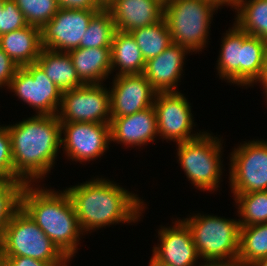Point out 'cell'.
<instances>
[{
    "label": "cell",
    "instance_id": "6da1fadb",
    "mask_svg": "<svg viewBox=\"0 0 267 266\" xmlns=\"http://www.w3.org/2000/svg\"><path fill=\"white\" fill-rule=\"evenodd\" d=\"M7 127L14 181L32 184L43 179L53 168L61 146V124L57 115H35Z\"/></svg>",
    "mask_w": 267,
    "mask_h": 266
},
{
    "label": "cell",
    "instance_id": "7a4b0ae2",
    "mask_svg": "<svg viewBox=\"0 0 267 266\" xmlns=\"http://www.w3.org/2000/svg\"><path fill=\"white\" fill-rule=\"evenodd\" d=\"M65 190L72 200L83 233L106 225L138 222L146 205L138 195L102 177Z\"/></svg>",
    "mask_w": 267,
    "mask_h": 266
},
{
    "label": "cell",
    "instance_id": "3957f363",
    "mask_svg": "<svg viewBox=\"0 0 267 266\" xmlns=\"http://www.w3.org/2000/svg\"><path fill=\"white\" fill-rule=\"evenodd\" d=\"M33 186H23L20 207L70 260L83 235L72 200L66 190L59 193Z\"/></svg>",
    "mask_w": 267,
    "mask_h": 266
},
{
    "label": "cell",
    "instance_id": "277c9868",
    "mask_svg": "<svg viewBox=\"0 0 267 266\" xmlns=\"http://www.w3.org/2000/svg\"><path fill=\"white\" fill-rule=\"evenodd\" d=\"M222 6L216 0H166L164 19L170 30L172 43L190 52L206 47L213 14Z\"/></svg>",
    "mask_w": 267,
    "mask_h": 266
},
{
    "label": "cell",
    "instance_id": "5b68a950",
    "mask_svg": "<svg viewBox=\"0 0 267 266\" xmlns=\"http://www.w3.org/2000/svg\"><path fill=\"white\" fill-rule=\"evenodd\" d=\"M19 256L54 264L70 262L21 207L13 214L0 240V257Z\"/></svg>",
    "mask_w": 267,
    "mask_h": 266
},
{
    "label": "cell",
    "instance_id": "8992f818",
    "mask_svg": "<svg viewBox=\"0 0 267 266\" xmlns=\"http://www.w3.org/2000/svg\"><path fill=\"white\" fill-rule=\"evenodd\" d=\"M206 215L198 213L182 219L192 234L200 259L211 262L237 261L240 239L239 221Z\"/></svg>",
    "mask_w": 267,
    "mask_h": 266
},
{
    "label": "cell",
    "instance_id": "52a82bcc",
    "mask_svg": "<svg viewBox=\"0 0 267 266\" xmlns=\"http://www.w3.org/2000/svg\"><path fill=\"white\" fill-rule=\"evenodd\" d=\"M201 133L193 140L177 144V157L191 184L199 190L211 192L220 187L222 143L218 137Z\"/></svg>",
    "mask_w": 267,
    "mask_h": 266
},
{
    "label": "cell",
    "instance_id": "ba28073f",
    "mask_svg": "<svg viewBox=\"0 0 267 266\" xmlns=\"http://www.w3.org/2000/svg\"><path fill=\"white\" fill-rule=\"evenodd\" d=\"M240 145L230 154L231 193L235 197L267 191V141L253 140Z\"/></svg>",
    "mask_w": 267,
    "mask_h": 266
},
{
    "label": "cell",
    "instance_id": "9c48e42d",
    "mask_svg": "<svg viewBox=\"0 0 267 266\" xmlns=\"http://www.w3.org/2000/svg\"><path fill=\"white\" fill-rule=\"evenodd\" d=\"M100 84L63 91L57 117L60 122L110 124V91Z\"/></svg>",
    "mask_w": 267,
    "mask_h": 266
},
{
    "label": "cell",
    "instance_id": "30bf717a",
    "mask_svg": "<svg viewBox=\"0 0 267 266\" xmlns=\"http://www.w3.org/2000/svg\"><path fill=\"white\" fill-rule=\"evenodd\" d=\"M8 89L35 108L37 115H57L63 92L36 62L19 67Z\"/></svg>",
    "mask_w": 267,
    "mask_h": 266
},
{
    "label": "cell",
    "instance_id": "8fae6325",
    "mask_svg": "<svg viewBox=\"0 0 267 266\" xmlns=\"http://www.w3.org/2000/svg\"><path fill=\"white\" fill-rule=\"evenodd\" d=\"M97 11L60 7L40 29L42 48L56 52H69L79 48L88 24Z\"/></svg>",
    "mask_w": 267,
    "mask_h": 266
},
{
    "label": "cell",
    "instance_id": "7c38bea8",
    "mask_svg": "<svg viewBox=\"0 0 267 266\" xmlns=\"http://www.w3.org/2000/svg\"><path fill=\"white\" fill-rule=\"evenodd\" d=\"M158 136L177 144L193 140L201 133L191 134L193 116L191 106L180 92L156 93L154 100Z\"/></svg>",
    "mask_w": 267,
    "mask_h": 266
},
{
    "label": "cell",
    "instance_id": "4fadbf2b",
    "mask_svg": "<svg viewBox=\"0 0 267 266\" xmlns=\"http://www.w3.org/2000/svg\"><path fill=\"white\" fill-rule=\"evenodd\" d=\"M61 145L67 157L86 162L101 157L111 142L110 124L60 122ZM63 131V132H62Z\"/></svg>",
    "mask_w": 267,
    "mask_h": 266
},
{
    "label": "cell",
    "instance_id": "5bb4252c",
    "mask_svg": "<svg viewBox=\"0 0 267 266\" xmlns=\"http://www.w3.org/2000/svg\"><path fill=\"white\" fill-rule=\"evenodd\" d=\"M109 91L111 120L153 106L157 93L143 74L115 76Z\"/></svg>",
    "mask_w": 267,
    "mask_h": 266
},
{
    "label": "cell",
    "instance_id": "9a60e30c",
    "mask_svg": "<svg viewBox=\"0 0 267 266\" xmlns=\"http://www.w3.org/2000/svg\"><path fill=\"white\" fill-rule=\"evenodd\" d=\"M173 223L159 229L160 243L153 247V256L171 266H195L200 257L188 226L180 219Z\"/></svg>",
    "mask_w": 267,
    "mask_h": 266
},
{
    "label": "cell",
    "instance_id": "2e32d148",
    "mask_svg": "<svg viewBox=\"0 0 267 266\" xmlns=\"http://www.w3.org/2000/svg\"><path fill=\"white\" fill-rule=\"evenodd\" d=\"M190 51L172 43L161 54L145 62L143 75L157 93L178 92L185 55Z\"/></svg>",
    "mask_w": 267,
    "mask_h": 266
},
{
    "label": "cell",
    "instance_id": "e0dca14e",
    "mask_svg": "<svg viewBox=\"0 0 267 266\" xmlns=\"http://www.w3.org/2000/svg\"><path fill=\"white\" fill-rule=\"evenodd\" d=\"M164 0H112L106 7L118 31L128 32L164 19Z\"/></svg>",
    "mask_w": 267,
    "mask_h": 266
},
{
    "label": "cell",
    "instance_id": "ac0fdd59",
    "mask_svg": "<svg viewBox=\"0 0 267 266\" xmlns=\"http://www.w3.org/2000/svg\"><path fill=\"white\" fill-rule=\"evenodd\" d=\"M111 141L127 147L143 146L158 136L154 106L129 116L113 118L110 122ZM129 145V146H128Z\"/></svg>",
    "mask_w": 267,
    "mask_h": 266
},
{
    "label": "cell",
    "instance_id": "d6986e66",
    "mask_svg": "<svg viewBox=\"0 0 267 266\" xmlns=\"http://www.w3.org/2000/svg\"><path fill=\"white\" fill-rule=\"evenodd\" d=\"M0 48L18 65L35 63L41 46L40 28L27 25L0 36Z\"/></svg>",
    "mask_w": 267,
    "mask_h": 266
},
{
    "label": "cell",
    "instance_id": "ffe728a7",
    "mask_svg": "<svg viewBox=\"0 0 267 266\" xmlns=\"http://www.w3.org/2000/svg\"><path fill=\"white\" fill-rule=\"evenodd\" d=\"M84 84H100L112 73L111 48H77L68 52Z\"/></svg>",
    "mask_w": 267,
    "mask_h": 266
},
{
    "label": "cell",
    "instance_id": "44dd1931",
    "mask_svg": "<svg viewBox=\"0 0 267 266\" xmlns=\"http://www.w3.org/2000/svg\"><path fill=\"white\" fill-rule=\"evenodd\" d=\"M36 63L62 92L84 85L77 75L68 52H56L42 48Z\"/></svg>",
    "mask_w": 267,
    "mask_h": 266
},
{
    "label": "cell",
    "instance_id": "7402d4cb",
    "mask_svg": "<svg viewBox=\"0 0 267 266\" xmlns=\"http://www.w3.org/2000/svg\"><path fill=\"white\" fill-rule=\"evenodd\" d=\"M118 67V68H117ZM119 75L143 74L145 60L131 33L116 30L111 45V70Z\"/></svg>",
    "mask_w": 267,
    "mask_h": 266
},
{
    "label": "cell",
    "instance_id": "603a6c76",
    "mask_svg": "<svg viewBox=\"0 0 267 266\" xmlns=\"http://www.w3.org/2000/svg\"><path fill=\"white\" fill-rule=\"evenodd\" d=\"M221 52L217 62V70L221 79L231 84L241 85V49L243 30L235 23L232 29L226 31L221 42Z\"/></svg>",
    "mask_w": 267,
    "mask_h": 266
},
{
    "label": "cell",
    "instance_id": "cb8c5ba5",
    "mask_svg": "<svg viewBox=\"0 0 267 266\" xmlns=\"http://www.w3.org/2000/svg\"><path fill=\"white\" fill-rule=\"evenodd\" d=\"M267 42L257 36H252L243 31L241 49V86H253L260 78Z\"/></svg>",
    "mask_w": 267,
    "mask_h": 266
},
{
    "label": "cell",
    "instance_id": "d4e9b609",
    "mask_svg": "<svg viewBox=\"0 0 267 266\" xmlns=\"http://www.w3.org/2000/svg\"><path fill=\"white\" fill-rule=\"evenodd\" d=\"M235 24L252 36L267 42V0H237Z\"/></svg>",
    "mask_w": 267,
    "mask_h": 266
},
{
    "label": "cell",
    "instance_id": "484cf974",
    "mask_svg": "<svg viewBox=\"0 0 267 266\" xmlns=\"http://www.w3.org/2000/svg\"><path fill=\"white\" fill-rule=\"evenodd\" d=\"M267 257V223L240 227L239 253L237 261L250 266Z\"/></svg>",
    "mask_w": 267,
    "mask_h": 266
},
{
    "label": "cell",
    "instance_id": "4316f807",
    "mask_svg": "<svg viewBox=\"0 0 267 266\" xmlns=\"http://www.w3.org/2000/svg\"><path fill=\"white\" fill-rule=\"evenodd\" d=\"M142 52L145 62L161 54L172 44L170 30L166 20L151 24L130 32Z\"/></svg>",
    "mask_w": 267,
    "mask_h": 266
},
{
    "label": "cell",
    "instance_id": "83f0119b",
    "mask_svg": "<svg viewBox=\"0 0 267 266\" xmlns=\"http://www.w3.org/2000/svg\"><path fill=\"white\" fill-rule=\"evenodd\" d=\"M115 31L111 13L106 7H103L92 16L79 47L111 48Z\"/></svg>",
    "mask_w": 267,
    "mask_h": 266
},
{
    "label": "cell",
    "instance_id": "f1b7e54d",
    "mask_svg": "<svg viewBox=\"0 0 267 266\" xmlns=\"http://www.w3.org/2000/svg\"><path fill=\"white\" fill-rule=\"evenodd\" d=\"M238 206L240 227L267 223V191L237 194L235 197Z\"/></svg>",
    "mask_w": 267,
    "mask_h": 266
},
{
    "label": "cell",
    "instance_id": "f546056e",
    "mask_svg": "<svg viewBox=\"0 0 267 266\" xmlns=\"http://www.w3.org/2000/svg\"><path fill=\"white\" fill-rule=\"evenodd\" d=\"M28 25L42 28L58 12L57 0H14Z\"/></svg>",
    "mask_w": 267,
    "mask_h": 266
},
{
    "label": "cell",
    "instance_id": "4dcf8cb0",
    "mask_svg": "<svg viewBox=\"0 0 267 266\" xmlns=\"http://www.w3.org/2000/svg\"><path fill=\"white\" fill-rule=\"evenodd\" d=\"M21 181L0 180V240L13 214L20 208Z\"/></svg>",
    "mask_w": 267,
    "mask_h": 266
},
{
    "label": "cell",
    "instance_id": "1f68e13d",
    "mask_svg": "<svg viewBox=\"0 0 267 266\" xmlns=\"http://www.w3.org/2000/svg\"><path fill=\"white\" fill-rule=\"evenodd\" d=\"M27 25L26 19L15 1L4 0V7L0 12V36Z\"/></svg>",
    "mask_w": 267,
    "mask_h": 266
},
{
    "label": "cell",
    "instance_id": "d6a6232c",
    "mask_svg": "<svg viewBox=\"0 0 267 266\" xmlns=\"http://www.w3.org/2000/svg\"><path fill=\"white\" fill-rule=\"evenodd\" d=\"M0 180H14L11 139L7 126L0 125Z\"/></svg>",
    "mask_w": 267,
    "mask_h": 266
},
{
    "label": "cell",
    "instance_id": "836d02e7",
    "mask_svg": "<svg viewBox=\"0 0 267 266\" xmlns=\"http://www.w3.org/2000/svg\"><path fill=\"white\" fill-rule=\"evenodd\" d=\"M18 68L19 66L0 48V87L9 88Z\"/></svg>",
    "mask_w": 267,
    "mask_h": 266
},
{
    "label": "cell",
    "instance_id": "e575fe53",
    "mask_svg": "<svg viewBox=\"0 0 267 266\" xmlns=\"http://www.w3.org/2000/svg\"><path fill=\"white\" fill-rule=\"evenodd\" d=\"M0 266H68L32 259L31 257H0Z\"/></svg>",
    "mask_w": 267,
    "mask_h": 266
},
{
    "label": "cell",
    "instance_id": "d590c367",
    "mask_svg": "<svg viewBox=\"0 0 267 266\" xmlns=\"http://www.w3.org/2000/svg\"><path fill=\"white\" fill-rule=\"evenodd\" d=\"M61 8L100 10L103 6L98 0H57Z\"/></svg>",
    "mask_w": 267,
    "mask_h": 266
},
{
    "label": "cell",
    "instance_id": "8d00e7d4",
    "mask_svg": "<svg viewBox=\"0 0 267 266\" xmlns=\"http://www.w3.org/2000/svg\"><path fill=\"white\" fill-rule=\"evenodd\" d=\"M256 82L261 83V85H263L264 92L266 93L265 96L267 97V50L265 54L261 76Z\"/></svg>",
    "mask_w": 267,
    "mask_h": 266
},
{
    "label": "cell",
    "instance_id": "74e56055",
    "mask_svg": "<svg viewBox=\"0 0 267 266\" xmlns=\"http://www.w3.org/2000/svg\"><path fill=\"white\" fill-rule=\"evenodd\" d=\"M204 264L198 266H242L238 261H205Z\"/></svg>",
    "mask_w": 267,
    "mask_h": 266
},
{
    "label": "cell",
    "instance_id": "f35d334b",
    "mask_svg": "<svg viewBox=\"0 0 267 266\" xmlns=\"http://www.w3.org/2000/svg\"><path fill=\"white\" fill-rule=\"evenodd\" d=\"M149 266H171L170 264L163 263L160 260L156 259L153 255L150 259V265Z\"/></svg>",
    "mask_w": 267,
    "mask_h": 266
},
{
    "label": "cell",
    "instance_id": "ab89813d",
    "mask_svg": "<svg viewBox=\"0 0 267 266\" xmlns=\"http://www.w3.org/2000/svg\"><path fill=\"white\" fill-rule=\"evenodd\" d=\"M250 266H267V257L266 258H262L260 260H257L256 262H254Z\"/></svg>",
    "mask_w": 267,
    "mask_h": 266
},
{
    "label": "cell",
    "instance_id": "60d3db41",
    "mask_svg": "<svg viewBox=\"0 0 267 266\" xmlns=\"http://www.w3.org/2000/svg\"><path fill=\"white\" fill-rule=\"evenodd\" d=\"M216 1H218L222 6L227 4L228 6L232 7L237 0H216Z\"/></svg>",
    "mask_w": 267,
    "mask_h": 266
},
{
    "label": "cell",
    "instance_id": "b9f144b4",
    "mask_svg": "<svg viewBox=\"0 0 267 266\" xmlns=\"http://www.w3.org/2000/svg\"><path fill=\"white\" fill-rule=\"evenodd\" d=\"M112 0H98V2L103 6L107 7Z\"/></svg>",
    "mask_w": 267,
    "mask_h": 266
},
{
    "label": "cell",
    "instance_id": "7bdbcfd3",
    "mask_svg": "<svg viewBox=\"0 0 267 266\" xmlns=\"http://www.w3.org/2000/svg\"><path fill=\"white\" fill-rule=\"evenodd\" d=\"M3 7H4V0H0V12H2Z\"/></svg>",
    "mask_w": 267,
    "mask_h": 266
}]
</instances>
